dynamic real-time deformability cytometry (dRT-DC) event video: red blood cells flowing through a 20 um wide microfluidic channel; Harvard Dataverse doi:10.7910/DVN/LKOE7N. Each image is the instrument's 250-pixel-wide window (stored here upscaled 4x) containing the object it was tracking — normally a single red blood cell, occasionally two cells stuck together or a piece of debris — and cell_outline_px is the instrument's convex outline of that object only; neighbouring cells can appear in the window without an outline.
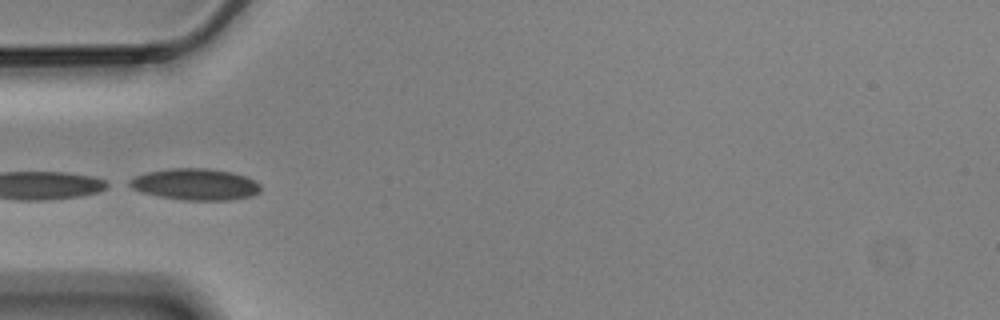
{"species": "Egyptian fruit bat (a non-hibernating species)", "species_latin": "Rousettus aegyptiacus", "temperature_condition": "cold", "stored_images_in_passage": 25, "camera_frame_rate_fps": 3000, "um_per_image_px": 0.085, "animal": {"sex": "male"}, "frame": {"image": 1, "passage_image": 1, "time_ms": 0.0, "image_size_px": [1000, 320], "cell_outline_px": [[260, 192], [252, 196], [228, 200], [184, 200], [160, 196], [140, 192], [124, 184], [128, 180], [136, 176], [148, 172], [168, 168], [208, 168], [232, 172], [248, 176], [260, 184]], "centroid_in_image_um": [16.59, 15.66], "position_along_channel_um": 68.4, "area_um2": 24.28}}